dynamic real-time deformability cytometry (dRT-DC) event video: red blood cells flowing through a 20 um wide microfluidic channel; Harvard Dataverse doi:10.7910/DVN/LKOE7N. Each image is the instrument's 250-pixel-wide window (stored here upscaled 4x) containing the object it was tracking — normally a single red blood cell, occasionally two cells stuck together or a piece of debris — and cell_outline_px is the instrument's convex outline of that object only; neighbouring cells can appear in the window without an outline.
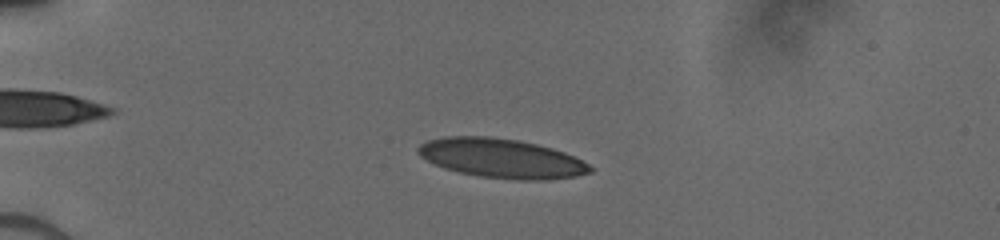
{"species": "human", "species_latin": "Homo sapiens", "temperature_condition": "cold", "stored_images_in_passage": 51, "camera_frame_rate_fps": 3000, "um_per_image_px": 0.085, "donor": {"sex": "male"}, "frame": {"image": 1, "passage_image": 14, "time_ms": 4.333, "image_size_px": [1000, 240], "cell_outline_px": [[592, 172], [576, 176], [544, 180], [516, 180], [480, 176], [460, 172], [444, 168], [420, 156], [416, 152], [416, 148], [420, 144], [428, 140], [444, 136], [488, 136], [516, 140], [536, 144], [552, 148], [564, 152], [588, 164], [592, 168]], "centroid_in_image_um": [42.6, 13.45], "position_along_channel_um": 42.4, "area_um2": 39.19}}
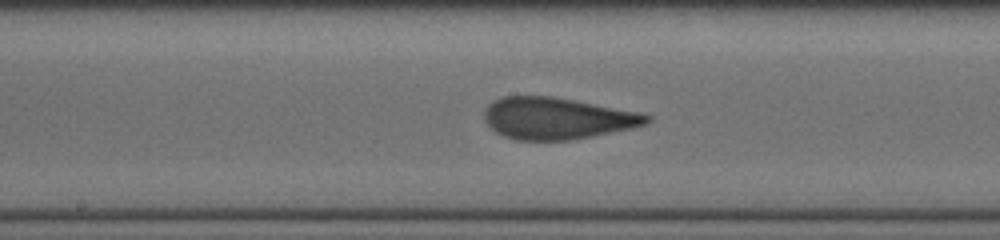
{"frame": {"image": 2, "passage_image": 29, "time_ms": 9.333, "image_size_px": [1000, 240], "cell_outline_px": [[652, 120], [648, 124], [632, 128], [592, 136], [568, 140], [516, 140], [504, 136], [496, 132], [484, 120], [484, 108], [488, 104], [504, 96], [552, 96], [640, 112], [652, 116]], "centroid_in_image_um": [47.36, 10.06], "position_along_channel_um": 200.8, "area_um2": 39.48}}
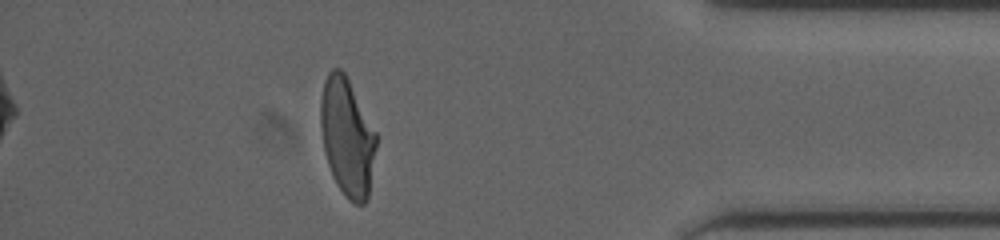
{"frame": {"image": 3, "passage_image": 46, "time_ms": 15.0, "image_size_px": [1000, 240], "cell_outline_px": [[376, 148], [368, 196], [364, 204], [356, 204], [348, 200], [336, 184], [332, 176], [324, 152], [320, 128], [320, 100], [324, 80], [328, 72], [332, 68], [340, 68], [344, 72], [376, 132]], "centroid_in_image_um": [29.48, 11.65], "position_along_channel_um": 405.7, "area_um2": 38.21}}